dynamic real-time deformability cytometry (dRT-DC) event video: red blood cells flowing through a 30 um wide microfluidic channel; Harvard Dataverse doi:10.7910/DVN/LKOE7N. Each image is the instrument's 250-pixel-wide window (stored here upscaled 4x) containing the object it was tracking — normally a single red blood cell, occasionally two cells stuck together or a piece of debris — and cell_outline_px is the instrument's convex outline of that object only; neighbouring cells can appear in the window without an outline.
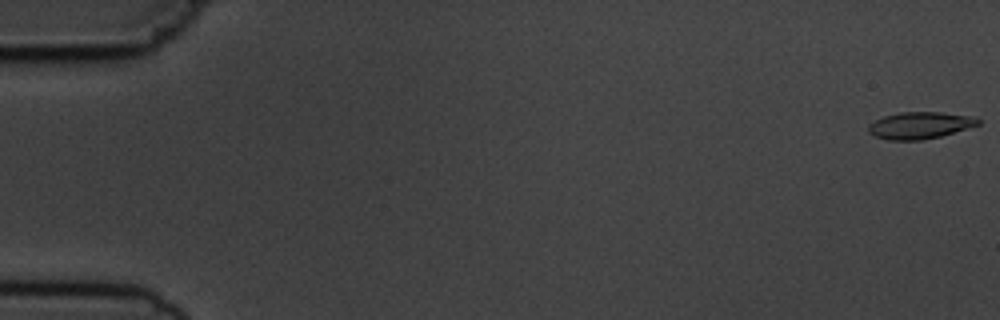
{"species": "common noctule bat (a hibernating species)", "species_latin": "Nyctalus noctula", "temperature_condition": "cold", "stored_images_in_passage": 7, "camera_frame_rate_fps": 3000, "um_per_image_px": 0.085, "animal": {"sex": "male", "body_mass_g": 19.5, "forearm_length_mm": 54.6}, "frame": {"image": 1, "passage_image": 1, "time_ms": 0.0, "image_size_px": [1000, 320], "cell_outline_px": [[980, 124], [940, 136], [920, 140], [888, 140], [876, 136], [868, 132], [868, 124], [884, 116], [900, 112], [940, 112], [972, 116], [980, 120]], "centroid_in_image_um": [78.17, 10.65], "position_along_channel_um": 6.8, "area_um2": 16.99}}
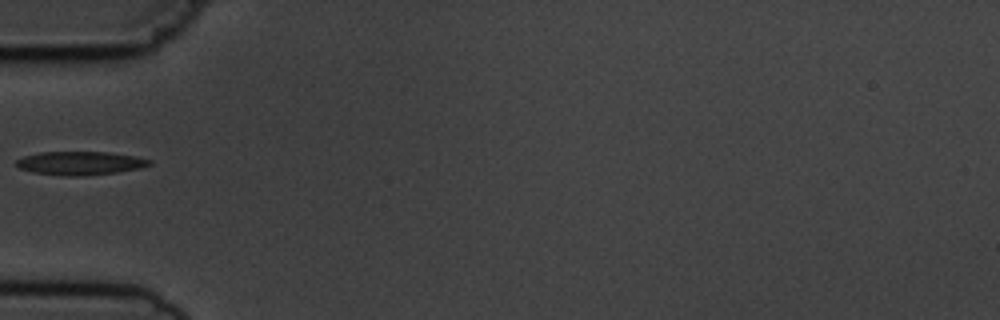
{"frame": {"image": 2, "passage_image": 6, "time_ms": 6.0, "image_size_px": [1000, 320], "cell_outline_px": [[152, 164], [140, 168], [116, 172], [80, 176], [60, 176], [32, 172], [20, 168], [16, 164], [16, 160], [24, 156], [40, 152], [108, 152], [132, 156], [152, 160]], "centroid_in_image_um": [6.79, 13.87], "position_along_channel_um": 78.2, "area_um2": 18.15}}
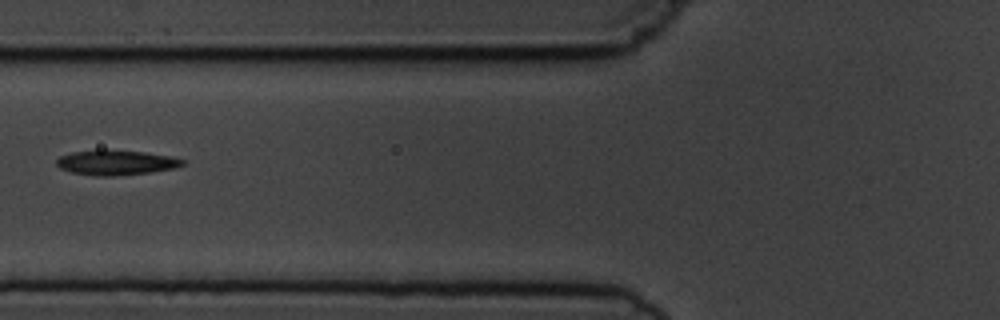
{"frame": {"image": 3, "passage_image": 7, "time_ms": 7.0, "image_size_px": [1000, 320], "cell_outline_px": [[184, 164], [172, 168], [148, 172], [112, 176], [96, 176], [72, 172], [60, 168], [56, 164], [56, 160], [60, 156], [72, 152], [144, 152], [172, 156], [184, 160]], "centroid_in_image_um": [9.86, 13.85], "position_along_channel_um": 115.9, "area_um2": 17.34}}